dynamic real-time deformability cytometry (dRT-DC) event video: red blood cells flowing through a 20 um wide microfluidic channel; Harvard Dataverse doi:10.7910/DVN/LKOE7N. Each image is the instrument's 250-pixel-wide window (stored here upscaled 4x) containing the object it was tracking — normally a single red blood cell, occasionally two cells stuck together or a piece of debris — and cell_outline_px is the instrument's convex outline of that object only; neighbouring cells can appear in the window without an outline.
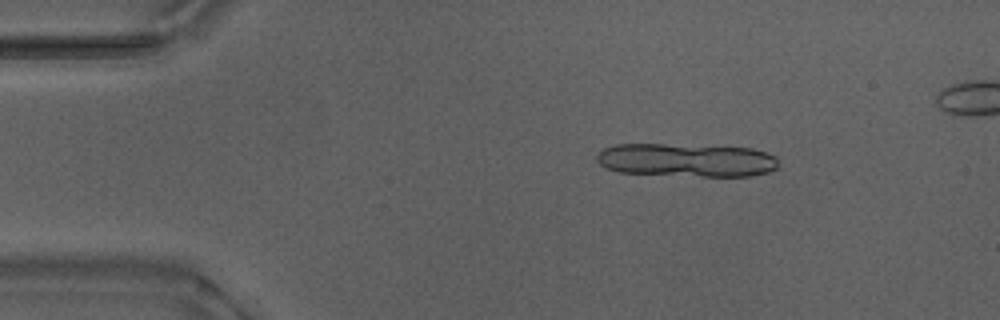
{"species": "Egyptian fruit bat (a non-hibernating species)", "species_latin": "Rousettus aegyptiacus", "temperature_condition": "warm", "stored_images_in_passage": 13, "camera_frame_rate_fps": 3000, "um_per_image_px": 0.085, "animal": {"sex": "male"}, "frame": {"image": 1, "passage_image": 8, "time_ms": 2.333, "image_size_px": [1000, 320], "cell_outline_px": [[776, 168], [768, 172], [752, 176], [700, 176], [620, 172], [608, 168], [600, 164], [596, 160], [596, 156], [604, 148], [616, 144], [664, 144], [752, 148], [776, 156]], "centroid_in_image_um": [58.35, 13.6], "position_along_channel_um": 26.7, "area_um2": 35.08}}